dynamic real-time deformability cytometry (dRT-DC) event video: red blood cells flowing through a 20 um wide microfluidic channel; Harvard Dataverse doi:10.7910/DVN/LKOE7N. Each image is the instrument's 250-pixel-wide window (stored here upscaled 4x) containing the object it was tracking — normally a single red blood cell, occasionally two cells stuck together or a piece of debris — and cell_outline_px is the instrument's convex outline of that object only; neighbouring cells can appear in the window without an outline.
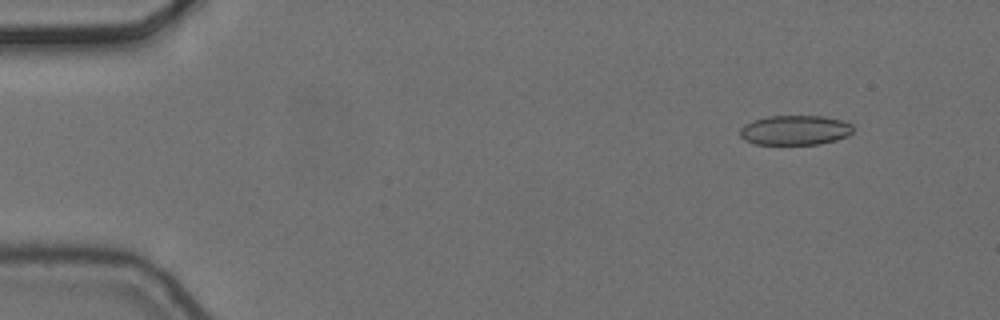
{"species": "common noctule bat (a hibernating species)", "species_latin": "Nyctalus noctula", "temperature_condition": "cold", "stored_images_in_passage": 6, "segment_of_instrument_passage": [1, 2], "camera_frame_rate_fps": 3000, "um_per_image_px": 0.085, "animal": {"sex": "female", "body_mass_g": 24.6, "forearm_length_mm": 56.2}, "frame": {"image": 1, "passage_image": 2, "time_ms": 0.333, "image_size_px": [1000, 320], "cell_outline_px": [[852, 132], [848, 136], [836, 140], [820, 144], [756, 144], [744, 140], [740, 136], [740, 128], [744, 124], [752, 120], [768, 116], [824, 116], [844, 120], [852, 124]], "centroid_in_image_um": [67.58, 11.06], "position_along_channel_um": 17.4, "area_um2": 19.77}}
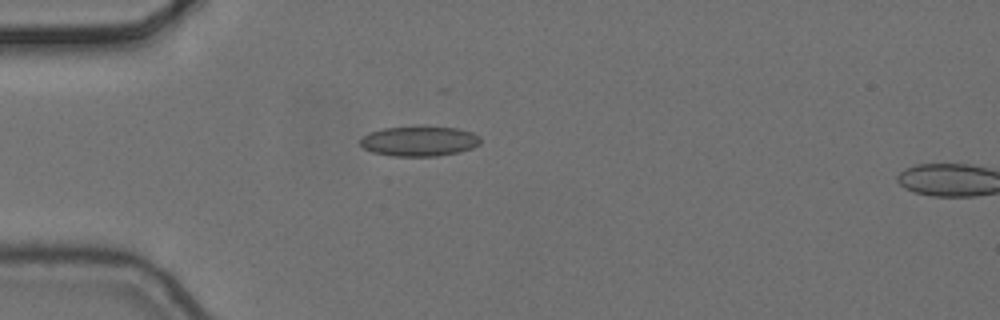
{"frame": {"image": 2, "passage_image": 5, "time_ms": 1.333, "image_size_px": [1000, 320], "cell_outline_px": [[480, 144], [472, 148], [460, 152], [436, 156], [392, 156], [372, 152], [364, 148], [360, 144], [360, 140], [364, 136], [372, 132], [384, 128], [456, 128], [472, 132], [480, 136]], "centroid_in_image_um": [35.66, 12.03], "position_along_channel_um": 49.3, "area_um2": 20.52}}